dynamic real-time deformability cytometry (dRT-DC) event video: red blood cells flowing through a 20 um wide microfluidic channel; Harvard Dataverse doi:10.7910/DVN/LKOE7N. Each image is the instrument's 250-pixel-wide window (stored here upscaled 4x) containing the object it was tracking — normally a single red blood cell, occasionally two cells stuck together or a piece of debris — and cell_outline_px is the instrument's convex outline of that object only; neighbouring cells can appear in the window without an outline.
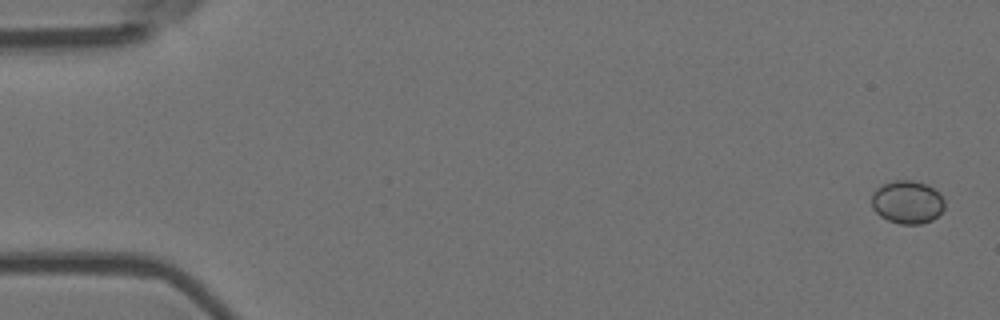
{"species": "Egyptian fruit bat (a non-hibernating species)", "species_latin": "Rousettus aegyptiacus", "temperature_condition": "room temperature", "stored_images_in_passage": 7, "camera_frame_rate_fps": 3000, "um_per_image_px": 0.085, "animal": {"sex": "female"}, "frame": {"image": 1, "passage_image": 1, "time_ms": 0.0, "image_size_px": [1000, 320], "cell_outline_px": [[944, 208], [932, 220], [920, 224], [900, 224], [888, 220], [880, 216], [872, 208], [872, 192], [876, 188], [892, 180], [912, 180], [924, 184], [932, 188], [944, 200]], "centroid_in_image_um": [77.08, 17.18], "position_along_channel_um": 7.9, "area_um2": 18.15}}
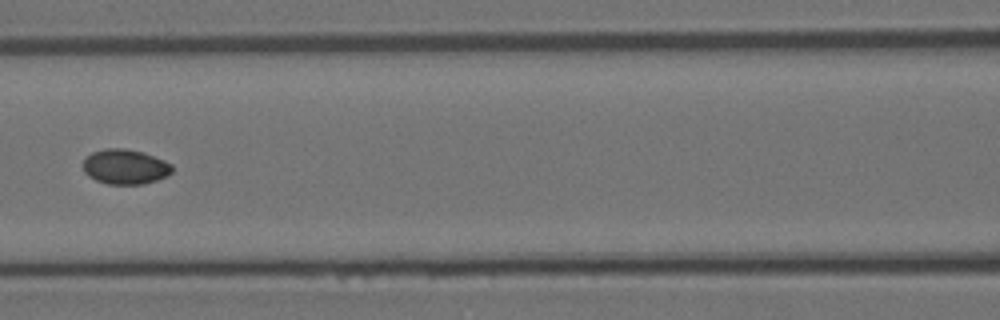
{"frame": {"image": 2, "passage_image": 7, "time_ms": 2.0, "image_size_px": [1000, 320], "cell_outline_px": [[172, 172], [168, 176], [144, 184], [108, 184], [96, 180], [88, 176], [84, 172], [84, 160], [92, 152], [104, 148], [124, 148], [144, 152], [164, 160], [172, 164]], "centroid_in_image_um": [10.66, 14.17], "position_along_channel_um": 155.9, "area_um2": 18.21}}